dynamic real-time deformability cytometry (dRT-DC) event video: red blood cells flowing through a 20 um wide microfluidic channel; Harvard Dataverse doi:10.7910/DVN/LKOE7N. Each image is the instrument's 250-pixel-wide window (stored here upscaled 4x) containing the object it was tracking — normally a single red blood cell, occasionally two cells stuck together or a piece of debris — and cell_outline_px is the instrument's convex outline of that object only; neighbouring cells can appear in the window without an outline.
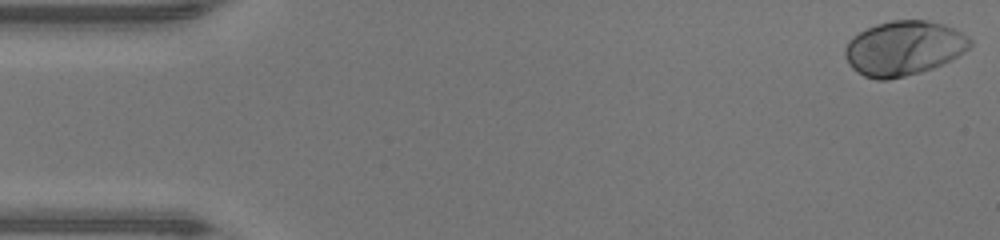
{"species": "human", "species_latin": "Homo sapiens", "temperature_condition": "warm", "stored_images_in_passage": 48, "camera_frame_rate_fps": 3000, "um_per_image_px": 0.085, "donor": {"sex": "male"}, "frame": {"image": 1, "passage_image": 1, "time_ms": 0.0, "image_size_px": [1000, 240], "cell_outline_px": [[972, 44], [968, 48], [956, 56], [932, 68], [920, 72], [888, 80], [876, 80], [864, 76], [856, 72], [848, 64], [844, 56], [844, 48], [848, 40], [852, 36], [876, 24], [892, 20], [924, 20], [944, 24], [968, 36], [972, 40]], "centroid_in_image_um": [76.76, 4.1], "position_along_channel_um": 8.2, "area_um2": 39.65}}
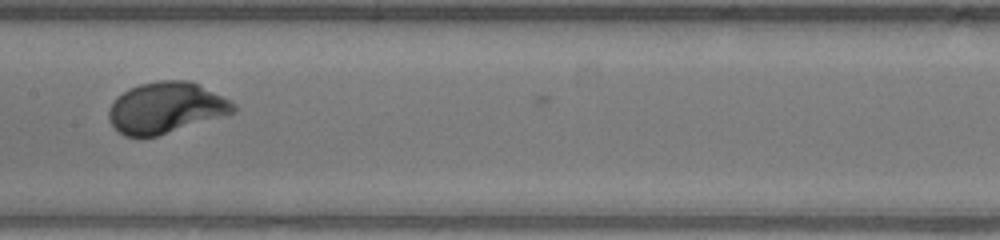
{"frame": {"image": 2, "passage_image": 24, "time_ms": 7.667, "image_size_px": [1000, 240], "cell_outline_px": [[236, 112], [156, 136], [124, 136], [108, 120], [108, 108], [116, 96], [128, 88], [140, 84], [160, 80], [188, 80], [236, 104]], "centroid_in_image_um": [14.05, 9.15], "position_along_channel_um": 193.4, "area_um2": 36.65}}
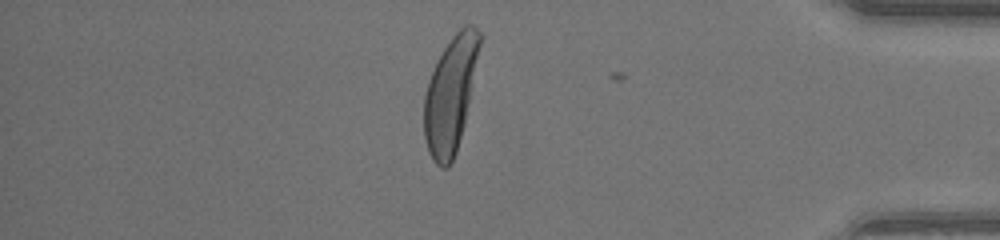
{"frame": {"image": 3, "passage_image": 41, "time_ms": 13.333, "image_size_px": [1000, 240], "cell_outline_px": [[484, 36], [464, 124], [456, 152], [448, 168], [440, 168], [432, 160], [428, 152], [424, 136], [424, 96], [428, 80], [436, 60], [452, 36], [464, 24], [472, 24]], "centroid_in_image_um": [38.31, 7.98], "position_along_channel_um": 396.9, "area_um2": 37.92}, "authors_computed_cell_mechanics": {"area_um2": 36.992, "velocity_mm_per_s": 4.2665, "shape_relaxation_time_tau1_ms": 1.7697, "shape_relaxation_time_tau2_ms": null, "deformation_change_tau1": 0.1724, "deformation_change_tau2": null}}